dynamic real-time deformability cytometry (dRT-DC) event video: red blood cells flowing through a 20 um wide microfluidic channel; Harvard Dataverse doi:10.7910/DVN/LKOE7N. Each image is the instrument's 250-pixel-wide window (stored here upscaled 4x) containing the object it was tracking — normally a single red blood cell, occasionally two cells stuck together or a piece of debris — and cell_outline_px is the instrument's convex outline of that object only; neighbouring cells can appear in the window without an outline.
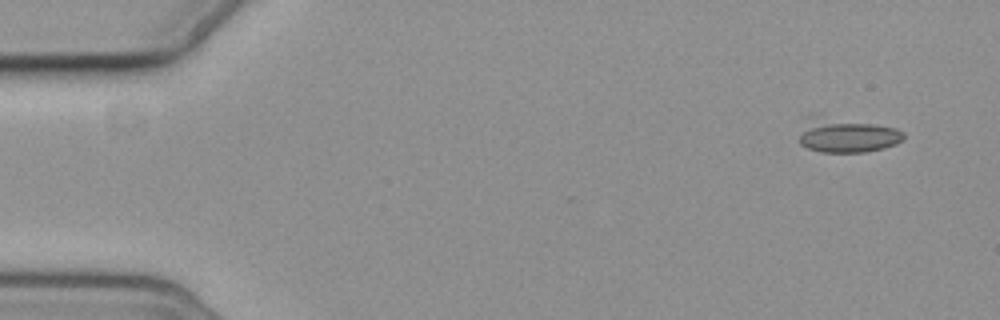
{"species": "common noctule bat (a hibernating species)", "species_latin": "Nyctalus noctula", "temperature_condition": "cold", "stored_images_in_passage": 6, "camera_frame_rate_fps": 3000, "um_per_image_px": 0.085, "animal": {"sex": "female", "body_mass_g": 19.3, "forearm_length_mm": 54.1}, "frame": {"image": 1, "passage_image": 1, "time_ms": 0.0, "image_size_px": [1000, 320], "cell_outline_px": [[904, 140], [896, 144], [884, 148], [864, 152], [820, 152], [808, 148], [800, 144], [800, 136], [804, 116], [808, 112], [896, 128], [904, 132]], "centroid_in_image_um": [71.89, 11.46], "position_along_channel_um": 13.1, "area_um2": 21.56}}
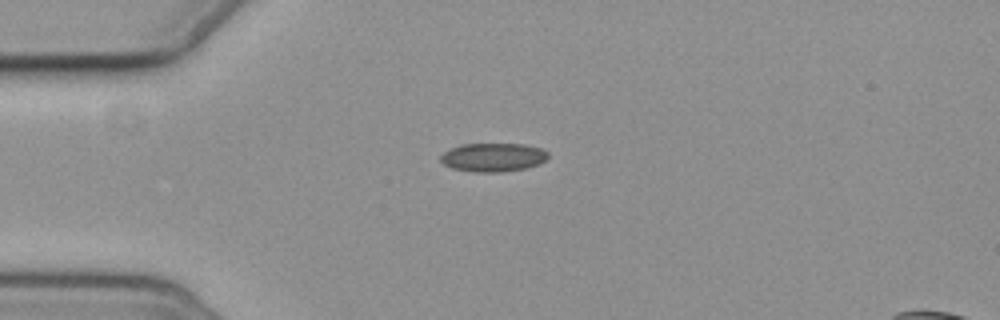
{"frame": {"image": 2, "passage_image": 4, "time_ms": 3.667, "image_size_px": [1000, 320], "cell_outline_px": [[548, 156], [540, 164], [528, 168], [500, 172], [476, 172], [452, 168], [444, 164], [440, 160], [440, 156], [444, 152], [460, 144], [524, 144], [540, 148], [548, 152]], "centroid_in_image_um": [41.92, 13.37], "position_along_channel_um": 43.1, "area_um2": 17.92}}
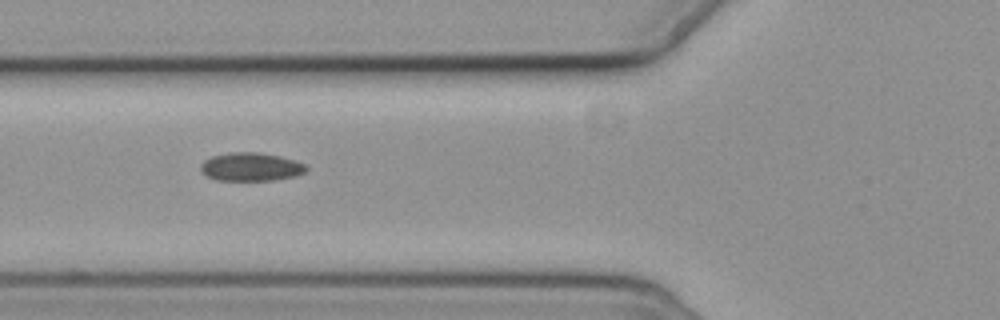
{"frame": {"image": 3, "passage_image": 6, "time_ms": 6.0, "image_size_px": [1000, 320], "cell_outline_px": [[308, 168], [304, 172], [296, 176], [272, 180], [216, 180], [200, 172], [200, 164], [204, 160], [212, 156], [232, 152], [256, 152], [280, 156], [304, 164]], "centroid_in_image_um": [21.29, 14.18], "position_along_channel_um": 104.5, "area_um2": 17.34}}